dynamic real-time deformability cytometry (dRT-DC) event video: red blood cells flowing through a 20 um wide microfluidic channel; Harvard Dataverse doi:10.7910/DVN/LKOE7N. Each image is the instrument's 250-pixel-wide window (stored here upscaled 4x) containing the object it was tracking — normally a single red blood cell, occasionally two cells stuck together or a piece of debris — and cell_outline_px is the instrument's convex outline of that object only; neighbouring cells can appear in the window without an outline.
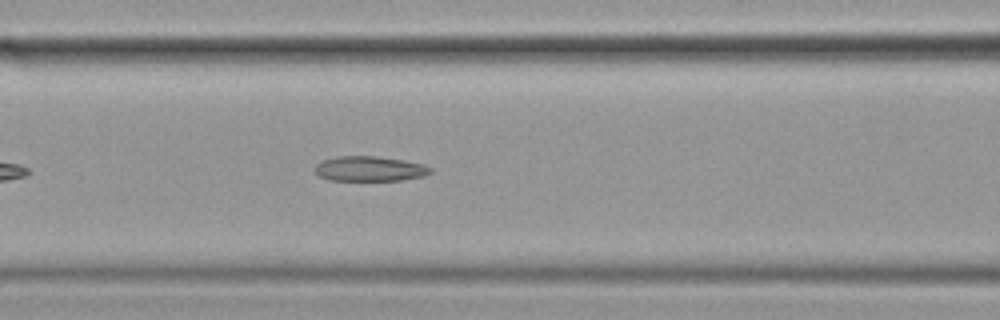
{"species": "common noctule bat (a hibernating species)", "species_latin": "Nyctalus noctula", "temperature_condition": "cold", "stored_images_in_passage": 18, "camera_frame_rate_fps": 3000, "um_per_image_px": 0.085, "animal": {"sex": "female", "body_mass_g": 19.9}, "frame": {"image": 1, "passage_image": 11, "time_ms": 3.333, "image_size_px": [1000, 320], "cell_outline_px": [[432, 172], [424, 176], [400, 180], [328, 180], [320, 176], [316, 172], [316, 164], [324, 160], [340, 156], [376, 156], [404, 160], [420, 164], [432, 168]], "centroid_in_image_um": [31.43, 14.34], "position_along_channel_um": 135.2, "area_um2": 16.59}}